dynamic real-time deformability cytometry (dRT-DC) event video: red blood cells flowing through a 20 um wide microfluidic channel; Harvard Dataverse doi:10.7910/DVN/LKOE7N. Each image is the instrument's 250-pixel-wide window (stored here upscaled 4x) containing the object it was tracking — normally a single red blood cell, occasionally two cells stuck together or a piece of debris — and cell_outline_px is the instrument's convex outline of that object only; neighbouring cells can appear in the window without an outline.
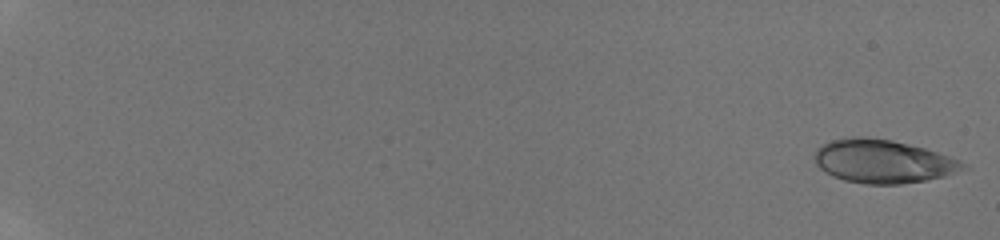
{"species": "human", "species_latin": "Homo sapiens", "temperature_condition": "room temperature", "stored_images_in_passage": 39, "camera_frame_rate_fps": 3000, "um_per_image_px": 0.085, "donor": {"sex": "male"}, "frame": {"image": 1, "passage_image": 1, "time_ms": 0.0, "image_size_px": [1000, 240], "cell_outline_px": [[968, 168], [944, 176], [924, 180], [900, 184], [864, 184], [844, 180], [832, 176], [820, 168], [816, 164], [816, 148], [820, 144], [832, 140], [852, 136], [860, 136], [892, 140], [924, 148], [960, 160], [968, 164]], "centroid_in_image_um": [75.04, 13.71], "position_along_channel_um": 10.0, "area_um2": 37.45}}
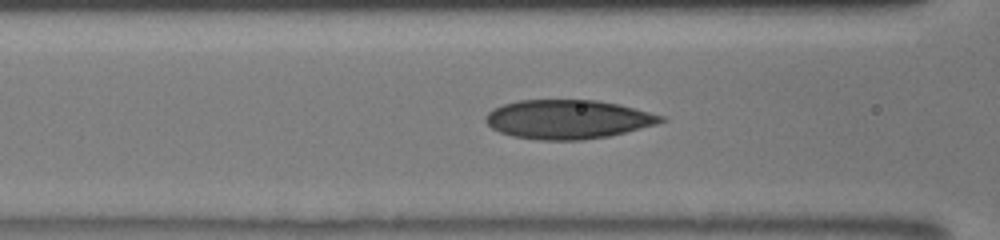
{"frame": {"image": 2, "passage_image": 27, "time_ms": 8.333, "image_size_px": [1000, 240], "cell_outline_px": [[668, 120], [656, 124], [608, 136], [580, 140], [540, 140], [512, 136], [500, 132], [492, 128], [484, 120], [484, 116], [492, 108], [516, 100], [596, 100], [620, 104], [664, 116]], "centroid_in_image_um": [48.24, 10.13], "position_along_channel_um": 118.4, "area_um2": 39.88}}
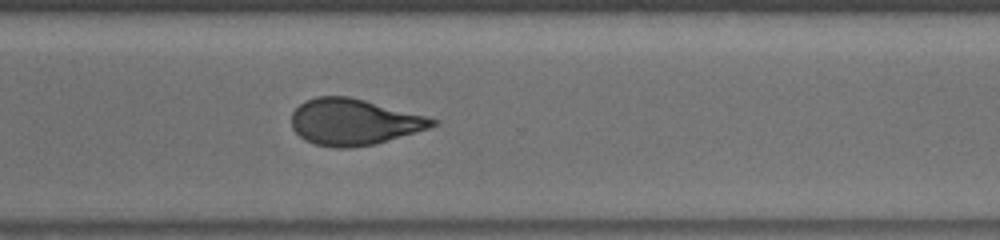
{"frame": {"image": 3, "passage_image": 39, "time_ms": 13.667, "image_size_px": [1000, 240], "cell_outline_px": [[440, 120], [436, 124], [428, 128], [376, 144], [352, 148], [336, 148], [316, 144], [304, 140], [292, 128], [292, 112], [304, 100], [316, 96], [348, 96], [364, 100]], "centroid_in_image_um": [30.04, 10.37], "position_along_channel_um": 340.6, "area_um2": 37.74}}